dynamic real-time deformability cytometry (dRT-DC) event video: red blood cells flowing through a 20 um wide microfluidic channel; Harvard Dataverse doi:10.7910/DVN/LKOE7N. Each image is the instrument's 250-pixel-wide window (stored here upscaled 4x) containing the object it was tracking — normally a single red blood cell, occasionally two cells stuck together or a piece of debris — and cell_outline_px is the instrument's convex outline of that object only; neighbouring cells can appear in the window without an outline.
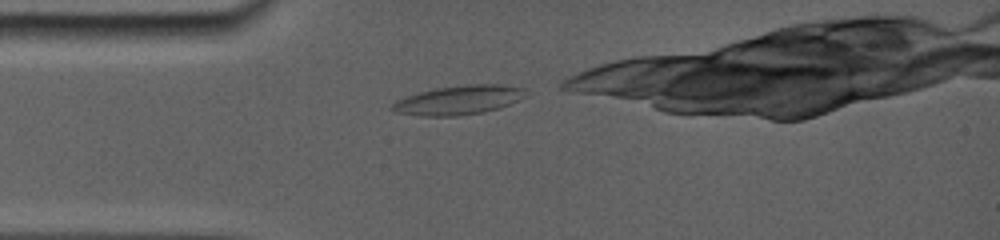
{"species": "common noctule bat (a hibernating species)", "species_latin": "Nyctalus noctula", "temperature_condition": "room temperature", "stored_images_in_passage": 22, "camera_frame_rate_fps": 5000, "um_per_image_px": 0.085, "animal": {"sex": "female", "body_mass_g": 19.0, "forearm_length_mm": 56.7}, "frame": {"image": 1, "passage_image": 1, "time_ms": 0.0, "image_size_px": [1000, 240], "cell_outline_px": [[528, 96], [520, 100], [496, 108], [480, 112], [456, 116], [424, 116], [396, 112], [388, 108], [396, 100], [404, 96], [436, 88], [464, 84], [500, 84], [524, 88]], "centroid_in_image_um": [38.97, 8.49], "position_along_channel_um": 46.0, "area_um2": 22.66}}
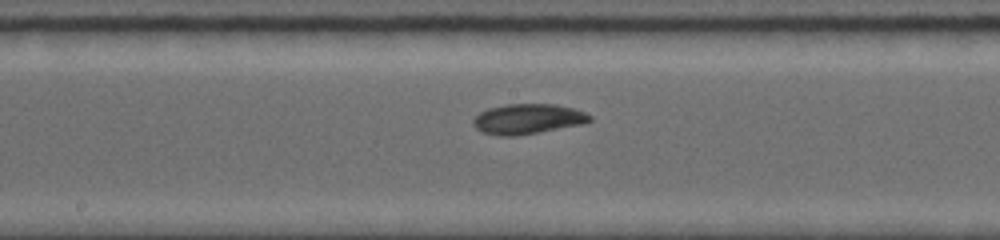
{"frame": {"image": 2, "passage_image": 10, "time_ms": 4.4, "image_size_px": [1000, 240], "cell_outline_px": [[592, 120], [580, 124], [536, 132], [512, 136], [500, 136], [484, 132], [476, 128], [472, 124], [472, 120], [480, 112], [488, 108], [508, 104], [556, 104], [572, 108], [584, 112], [592, 116]], "centroid_in_image_um": [44.83, 10.1], "position_along_channel_um": 203.4, "area_um2": 20.11}}
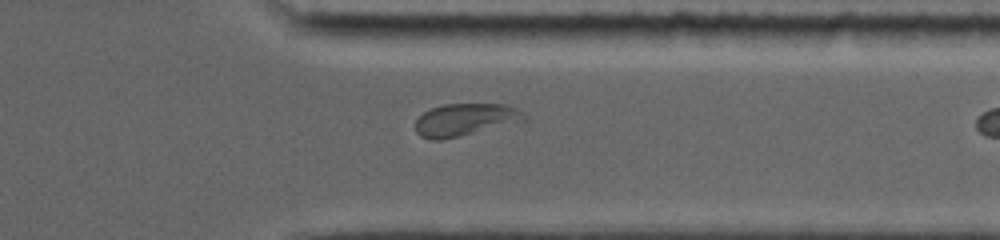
{"frame": {"image": 3, "passage_image": 18, "time_ms": 8.8, "image_size_px": [1000, 240], "cell_outline_px": [[528, 120], [444, 140], [432, 140], [420, 136], [416, 132], [416, 120], [424, 112], [432, 108], [444, 104], [504, 104], [516, 108], [524, 112], [528, 116]], "centroid_in_image_um": [39.57, 10.18], "position_along_channel_um": 371.8, "area_um2": 20.69}, "authors_computed_cell_mechanics": {"area_um2": 19.9121, "velocity_mm_per_s": 3.8094, "shape_relaxation_time_tau1_ms": 4.5736, "shape_relaxation_time_tau2_ms": 8.8104, "deformation_change_tau1": 0.1278, "deformation_change_tau2": 0.1351}}